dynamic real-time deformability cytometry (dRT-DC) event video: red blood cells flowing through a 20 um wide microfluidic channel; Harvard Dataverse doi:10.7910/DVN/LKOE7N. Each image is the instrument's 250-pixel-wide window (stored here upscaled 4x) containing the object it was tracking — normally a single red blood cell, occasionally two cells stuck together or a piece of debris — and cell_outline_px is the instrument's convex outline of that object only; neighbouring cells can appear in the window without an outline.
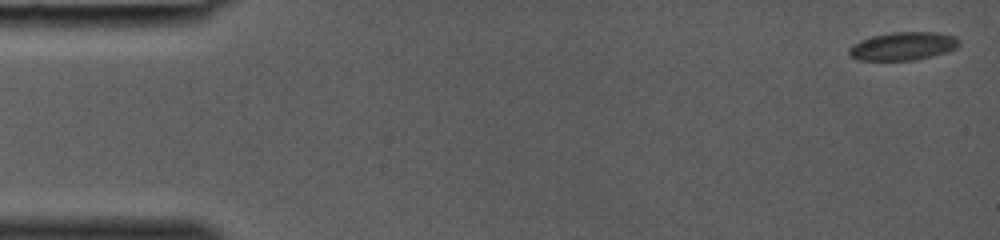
{"species": "common noctule bat (a hibernating species)", "species_latin": "Nyctalus noctula", "temperature_condition": "room temperature", "stored_images_in_passage": 39, "camera_frame_rate_fps": 3000, "um_per_image_px": 0.085, "animal": {"sex": "female", "body_mass_g": 19.0, "forearm_length_mm": 53.3}, "frame": {"image": 1, "passage_image": 1, "time_ms": 0.0, "image_size_px": [1000, 240], "cell_outline_px": [[960, 44], [956, 48], [948, 52], [916, 60], [856, 60], [848, 52], [848, 48], [852, 44], [860, 40], [872, 36], [892, 32], [936, 32], [956, 36], [960, 40]], "centroid_in_image_um": [76.78, 3.92], "position_along_channel_um": 8.2, "area_um2": 18.26}}
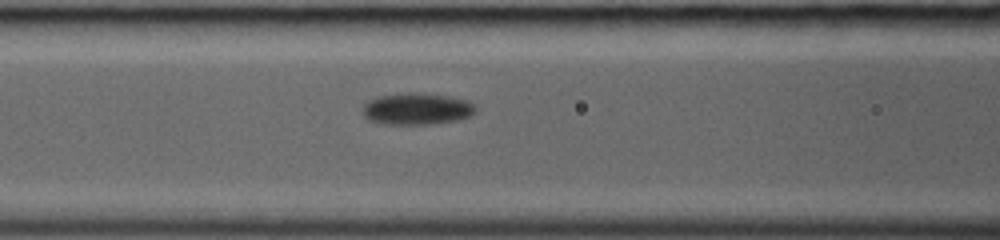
{"frame": {"image": 2, "passage_image": 17, "time_ms": 5.333, "image_size_px": [1000, 240], "cell_outline_px": [[476, 112], [468, 116], [456, 120], [432, 124], [384, 124], [368, 120], [364, 116], [364, 104], [368, 100], [380, 96], [448, 96], [468, 100], [476, 104]], "centroid_in_image_um": [35.47, 9.31], "position_along_channel_um": 131.1, "area_um2": 19.83}}
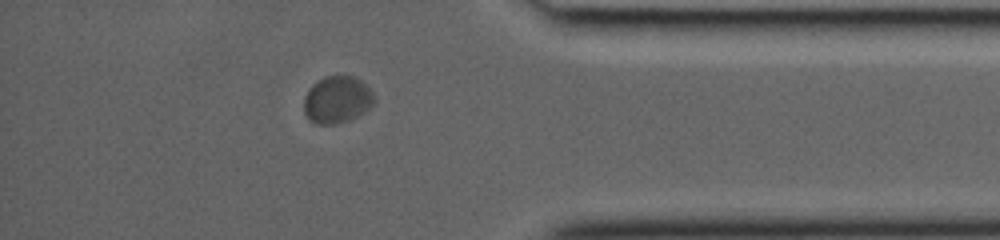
{"frame": {"image": 3, "passage_image": 34, "time_ms": 11.0, "image_size_px": [1000, 240], "cell_outline_px": [[376, 100], [364, 112], [348, 120], [336, 124], [316, 124], [308, 120], [304, 112], [304, 96], [308, 88], [316, 80], [324, 76], [356, 76], [376, 96]], "centroid_in_image_um": [28.62, 8.46], "position_along_channel_um": 406.6, "area_um2": 19.48}}